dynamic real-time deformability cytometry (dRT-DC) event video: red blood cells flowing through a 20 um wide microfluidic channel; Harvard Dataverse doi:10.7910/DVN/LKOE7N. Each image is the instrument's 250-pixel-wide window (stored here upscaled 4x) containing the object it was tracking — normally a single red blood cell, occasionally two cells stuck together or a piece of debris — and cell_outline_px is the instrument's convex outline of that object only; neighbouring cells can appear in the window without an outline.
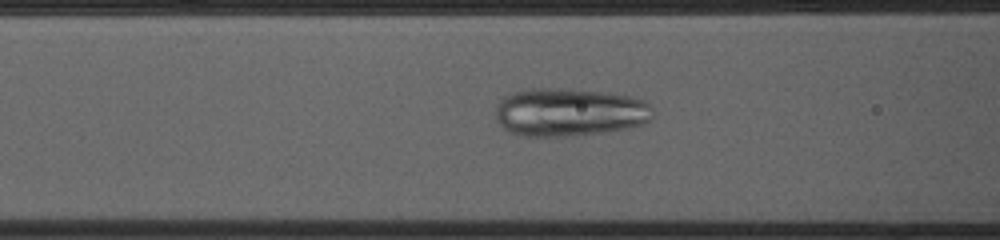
{"species": "common noctule bat (a hibernating species)", "species_latin": "Nyctalus noctula", "temperature_condition": "cold", "stored_images_in_passage": 38, "camera_frame_rate_fps": 3000, "um_per_image_px": 0.085, "animal": {"sex": "female", "body_mass_g": 23.0, "forearm_length_mm": 53.4}, "frame": {"image": 1, "passage_image": 5, "time_ms": 1.333, "image_size_px": [1000, 240], "cell_outline_px": [[652, 116], [644, 124], [604, 132], [568, 136], [524, 136], [512, 132], [504, 128], [496, 120], [496, 104], [500, 96], [512, 92], [532, 88], [564, 88], [600, 92], [628, 96], [644, 100], [652, 108]], "centroid_in_image_um": [48.33, 9.52], "position_along_channel_um": 118.3, "area_um2": 44.16}}
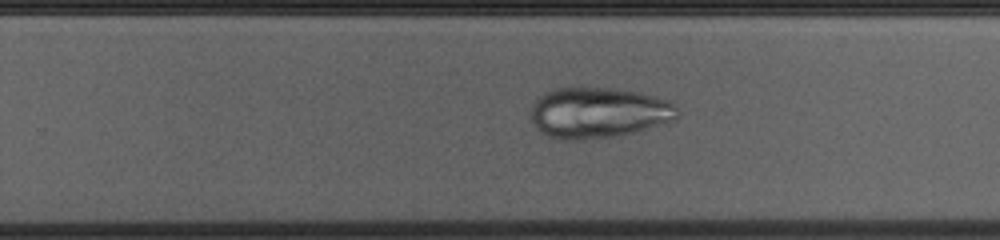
{"frame": {"image": 2, "passage_image": 18, "time_ms": 5.667, "image_size_px": [1000, 240], "cell_outline_px": [[680, 116], [676, 120], [632, 132], [616, 136], [584, 140], [560, 140], [548, 136], [540, 132], [528, 120], [532, 104], [544, 92], [552, 88], [612, 88], [640, 92], [672, 100], [676, 104], [680, 112]], "centroid_in_image_um": [50.86, 9.58], "position_along_channel_um": 278.9, "area_um2": 44.22}}
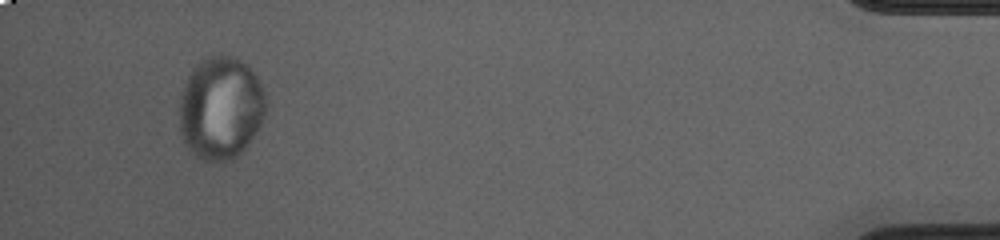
{"frame": {"image": 3, "passage_image": 35, "time_ms": 11.333, "image_size_px": [1000, 240], "cell_outline_px": [[264, 116], [260, 124], [244, 148], [232, 160], [224, 164], [204, 160], [196, 156], [184, 144], [180, 128], [180, 96], [184, 80], [192, 68], [200, 60], [212, 52], [232, 56], [248, 64], [252, 68], [264, 92]], "centroid_in_image_um": [18.72, 9.15], "position_along_channel_um": 416.5, "area_um2": 52.42}}